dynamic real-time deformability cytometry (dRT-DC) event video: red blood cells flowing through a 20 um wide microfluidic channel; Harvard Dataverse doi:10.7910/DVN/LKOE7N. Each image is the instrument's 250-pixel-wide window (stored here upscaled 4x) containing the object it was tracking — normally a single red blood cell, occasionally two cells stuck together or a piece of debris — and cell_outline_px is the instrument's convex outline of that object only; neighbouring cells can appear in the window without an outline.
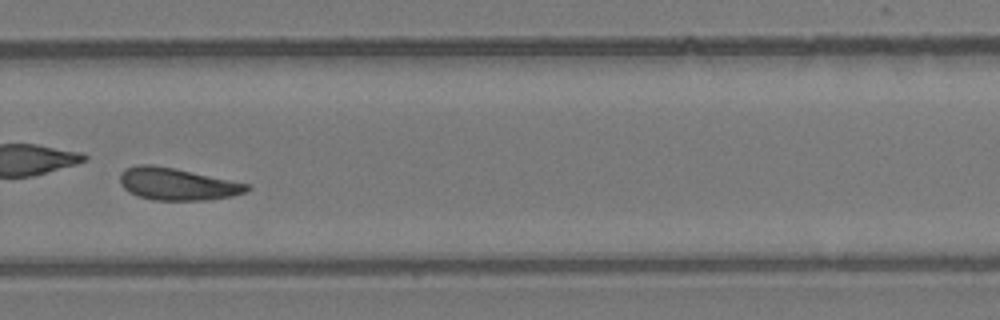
{"species": "common noctule bat (a hibernating species)", "species_latin": "Nyctalus noctula", "temperature_condition": "room temperature", "stored_images_in_passage": 33, "camera_frame_rate_fps": 3000, "um_per_image_px": 0.085, "animal": {"sex": "female", "body_mass_g": 24.6, "forearm_length_mm": 56.2}, "frame": {"image": 1, "passage_image": 28, "time_ms": 9.0, "image_size_px": [1000, 320], "cell_outline_px": [[252, 188], [248, 192], [232, 196], [208, 200], [152, 200], [128, 192], [120, 184], [120, 172], [124, 168], [136, 164], [152, 164], [172, 168], [248, 184]], "centroid_in_image_um": [15.03, 15.65], "position_along_channel_um": 314.8, "area_um2": 23.76}}